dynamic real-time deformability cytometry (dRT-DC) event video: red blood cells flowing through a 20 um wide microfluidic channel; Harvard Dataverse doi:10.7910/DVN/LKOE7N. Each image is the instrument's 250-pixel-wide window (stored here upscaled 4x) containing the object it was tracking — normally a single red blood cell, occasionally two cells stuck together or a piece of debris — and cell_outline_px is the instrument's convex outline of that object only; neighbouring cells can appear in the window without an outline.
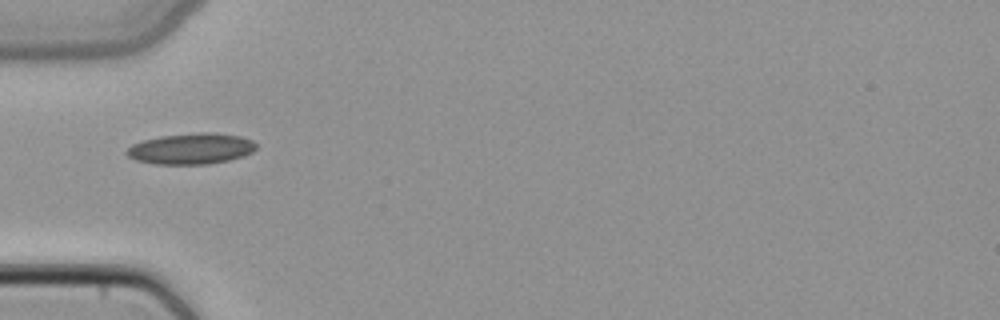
{"species": "common noctule bat (a hibernating species)", "species_latin": "Nyctalus noctula", "temperature_condition": "cold", "stored_images_in_passage": 34, "camera_frame_rate_fps": 3000, "um_per_image_px": 0.085, "animal": {"sex": "female", "body_mass_g": 22.7, "forearm_length_mm": 54.2}, "frame": {"image": 1, "passage_image": 1, "time_ms": 0.0, "image_size_px": [1000, 320], "cell_outline_px": [[256, 148], [252, 152], [244, 156], [228, 160], [208, 164], [156, 164], [136, 160], [128, 156], [124, 152], [132, 144], [144, 140], [160, 136], [200, 132], [208, 132], [240, 136], [252, 140], [256, 144]], "centroid_in_image_um": [16.24, 12.64], "position_along_channel_um": 68.8, "area_um2": 23.29}}
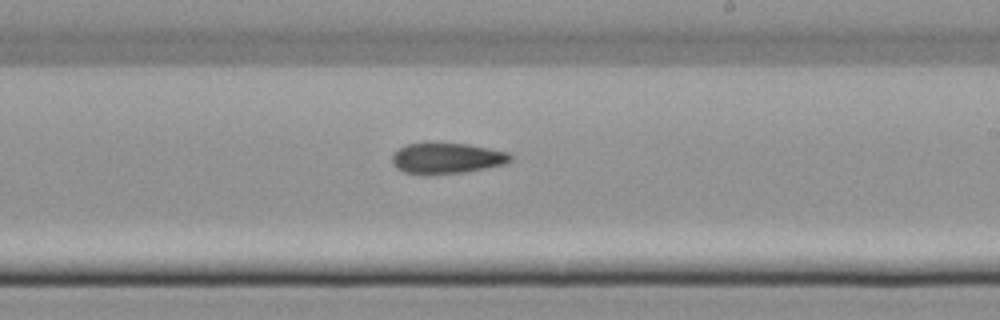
{"frame": {"image": 2, "passage_image": 14, "time_ms": 4.333, "image_size_px": [1000, 320], "cell_outline_px": [[512, 160], [504, 164], [464, 172], [432, 176], [428, 176], [404, 172], [396, 168], [392, 164], [392, 152], [408, 144], [468, 144], [508, 152], [512, 156]], "centroid_in_image_um": [37.94, 13.48], "position_along_channel_um": 251.1, "area_um2": 21.27}}
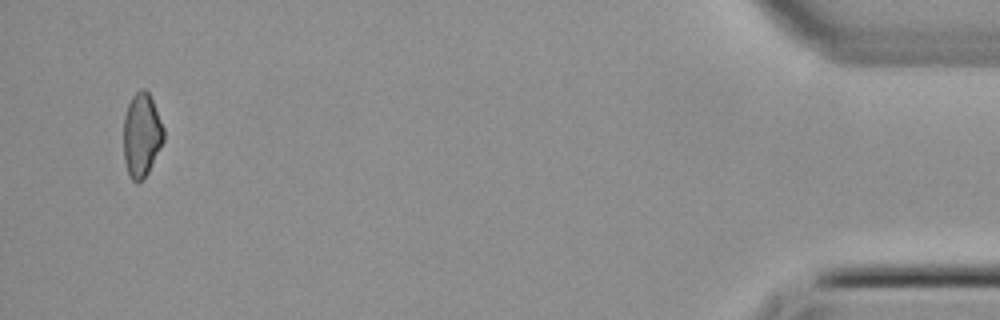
{"frame": {"image": 3, "passage_image": 32, "time_ms": 10.333, "image_size_px": [1000, 320], "cell_outline_px": [[164, 140], [148, 172], [136, 184], [128, 176], [124, 160], [124, 116], [128, 104], [132, 96], [140, 88], [144, 88], [148, 92], [152, 100], [164, 128]], "centroid_in_image_um": [12.03, 11.48], "position_along_channel_um": 423.2, "area_um2": 19.54}}